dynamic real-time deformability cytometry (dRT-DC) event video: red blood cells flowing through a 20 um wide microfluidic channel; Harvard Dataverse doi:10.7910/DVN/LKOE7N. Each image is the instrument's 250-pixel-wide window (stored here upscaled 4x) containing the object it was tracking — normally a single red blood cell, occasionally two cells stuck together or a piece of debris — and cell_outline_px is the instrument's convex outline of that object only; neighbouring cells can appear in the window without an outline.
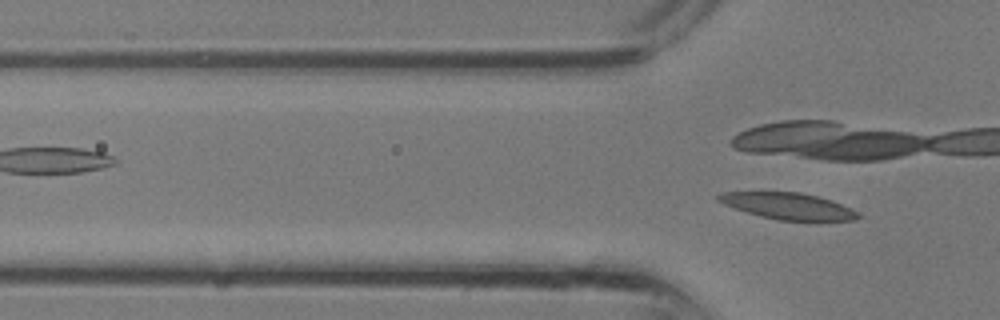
{"species": "common noctule bat (a hibernating species)", "species_latin": "Nyctalus noctula", "temperature_condition": "room temperature", "stored_images_in_passage": 5, "segment_of_instrument_passage": [2, 2], "camera_frame_rate_fps": 3000, "um_per_image_px": 0.085, "animal": {"sex": "male", "body_mass_g": 13.3}, "frame": {"image": 1, "passage_image": 5, "time_ms": 1.333, "image_size_px": [1000, 320], "cell_outline_px": [[864, 216], [856, 220], [820, 224], [816, 224], [780, 220], [760, 216], [724, 204], [716, 200], [712, 196], [724, 192], [800, 192], [832, 200]], "centroid_in_image_um": [67.09, 17.57], "position_along_channel_um": 58.7, "area_um2": 22.43}}